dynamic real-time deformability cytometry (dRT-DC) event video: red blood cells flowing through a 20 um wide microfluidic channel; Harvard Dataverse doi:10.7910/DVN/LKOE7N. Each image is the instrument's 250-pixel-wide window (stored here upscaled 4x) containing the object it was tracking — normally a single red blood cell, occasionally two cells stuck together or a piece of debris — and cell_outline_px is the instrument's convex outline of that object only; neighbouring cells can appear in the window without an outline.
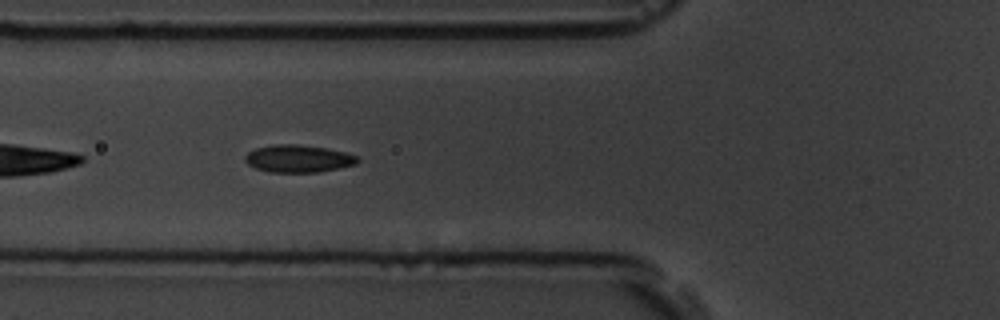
{"species": "common noctule bat (a hibernating species)", "species_latin": "Nyctalus noctula", "temperature_condition": "room temperature", "stored_images_in_passage": 15, "camera_frame_rate_fps": 3000, "um_per_image_px": 0.085, "animal": {"sex": "male", "body_mass_g": 19.5, "forearm_length_mm": 54.6}, "frame": {"image": 1, "passage_image": 5, "time_ms": 5.333, "image_size_px": [1000, 320], "cell_outline_px": [[360, 160], [356, 164], [320, 172], [268, 172], [256, 168], [248, 164], [244, 160], [244, 156], [248, 152], [256, 148], [272, 144], [296, 144], [328, 148], [344, 152], [356, 156]], "centroid_in_image_um": [25.33, 13.48], "position_along_channel_um": 100.5, "area_um2": 18.03}}
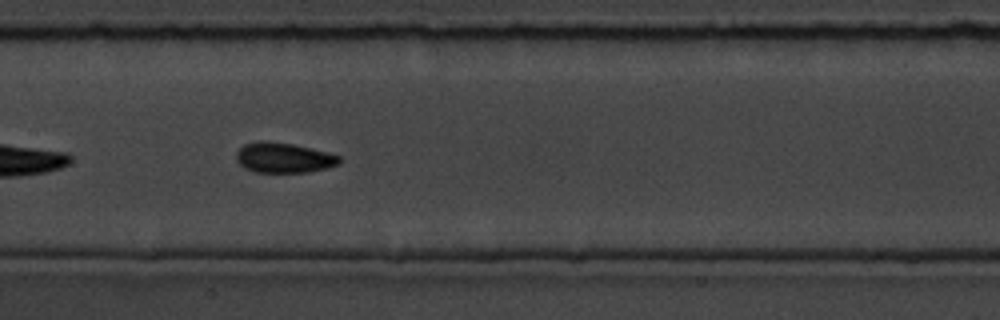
{"frame": {"image": 2, "passage_image": 7, "time_ms": 7.667, "image_size_px": [1000, 320], "cell_outline_px": [[340, 164], [308, 172], [256, 172], [244, 168], [236, 160], [236, 152], [244, 144], [260, 140], [264, 140], [292, 144], [312, 148], [340, 156]], "centroid_in_image_um": [24.08, 13.4], "position_along_channel_um": 183.3, "area_um2": 18.09}}
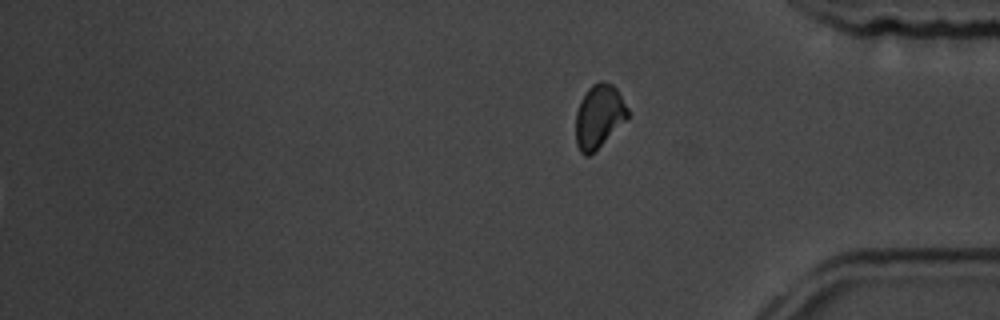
{"frame": {"image": 3, "passage_image": 15, "time_ms": 18.0, "image_size_px": [1000, 320], "cell_outline_px": [[628, 120], [588, 156], [584, 156], [580, 152], [576, 144], [576, 112], [580, 100], [588, 88], [592, 84], [600, 80], [612, 84], [616, 88], [628, 108]], "centroid_in_image_um": [50.91, 9.87], "position_along_channel_um": 384.3, "area_um2": 19.31}, "authors_computed_cell_mechanics": {"area_um2": 18.0336, "velocity_mm_per_s": 3.5506, "shape_relaxation_time_tau1_ms": 3.2773, "shape_relaxation_time_tau2_ms": 2.6166, "deformation_change_tau1": 0.0809, "deformation_change_tau2": 0.0469}}